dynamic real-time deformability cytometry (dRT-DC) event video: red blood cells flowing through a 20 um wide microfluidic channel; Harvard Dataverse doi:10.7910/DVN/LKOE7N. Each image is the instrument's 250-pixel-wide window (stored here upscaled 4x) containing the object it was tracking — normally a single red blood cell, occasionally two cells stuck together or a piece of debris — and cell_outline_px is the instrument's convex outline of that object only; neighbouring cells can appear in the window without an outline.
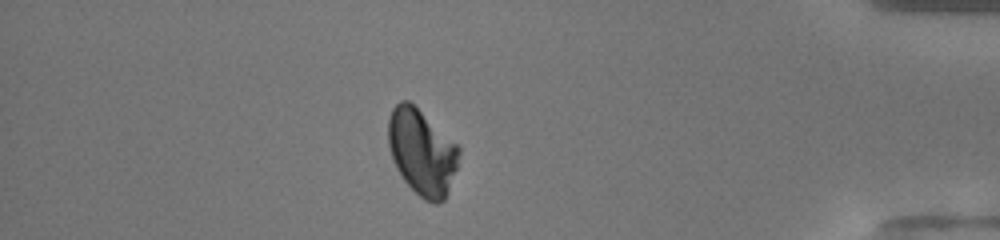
{"species": "human", "species_latin": "Homo sapiens", "temperature_condition": "warm", "stored_images_in_passage": 46, "camera_frame_rate_fps": 3000, "um_per_image_px": 0.085, "donor": {"sex": "female"}, "frame": {"image": 1, "passage_image": 40, "time_ms": 13.0, "image_size_px": [1000, 240], "cell_outline_px": [[460, 152], [456, 168], [448, 192], [444, 200], [436, 204], [432, 204], [424, 200], [404, 180], [396, 168], [392, 160], [388, 148], [388, 120], [392, 108], [400, 100], [408, 100], [456, 144], [460, 148]], "centroid_in_image_um": [35.83, 12.94], "position_along_channel_um": 399.4, "area_um2": 35.03}, "authors_computed_cell_mechanics": {"area_um2": 36.7897, "velocity_mm_per_s": 4.1938, "shape_relaxation_time_tau1_ms": 4.6024, "shape_relaxation_time_tau2_ms": null, "deformation_change_tau1": 0.1941, "deformation_change_tau2": null}}